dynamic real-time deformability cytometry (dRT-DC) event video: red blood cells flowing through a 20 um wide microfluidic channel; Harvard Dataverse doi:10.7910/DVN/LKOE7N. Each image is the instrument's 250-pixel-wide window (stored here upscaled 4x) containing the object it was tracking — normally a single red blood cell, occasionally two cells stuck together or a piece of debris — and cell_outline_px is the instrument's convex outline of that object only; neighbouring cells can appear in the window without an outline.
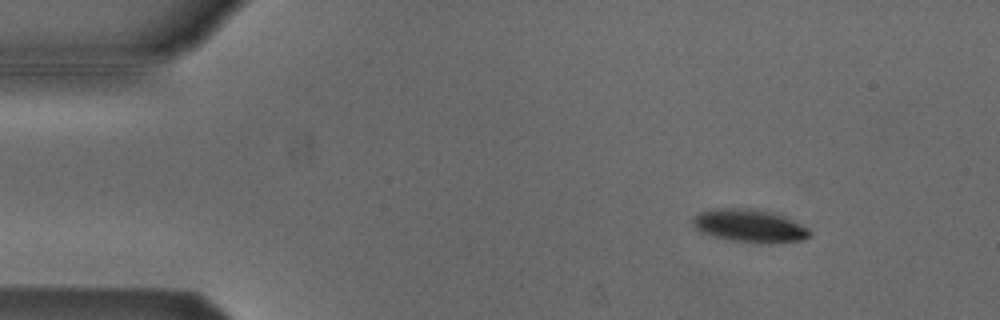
{"species": "Egyptian fruit bat (a non-hibernating species)", "species_latin": "Rousettus aegyptiacus", "temperature_condition": "cold", "stored_images_in_passage": 53, "camera_frame_rate_fps": 3000, "um_per_image_px": 0.085, "animal": {"sex": "male"}, "frame": {"image": 1, "passage_image": 6, "time_ms": 1.667, "image_size_px": [1000, 320], "cell_outline_px": [[812, 232], [804, 240], [776, 244], [760, 244], [732, 240], [712, 236], [696, 228], [696, 216], [700, 212], [712, 208], [756, 208], [772, 212], [792, 220], [808, 228]], "centroid_in_image_um": [63.79, 19.21], "position_along_channel_um": 21.2, "area_um2": 22.43}}
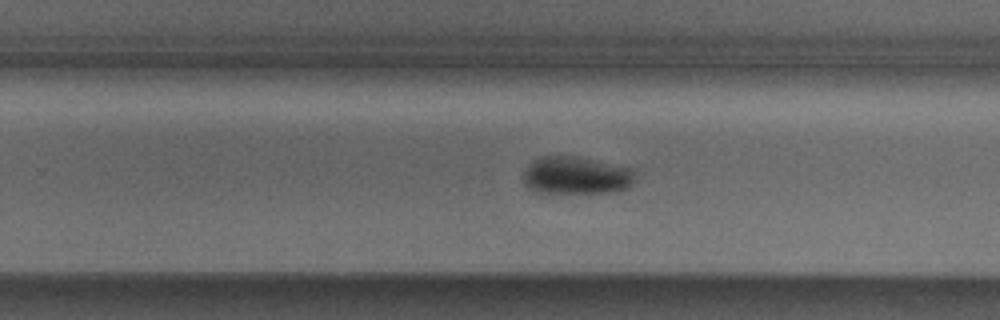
{"frame": {"image": 2, "passage_image": 33, "time_ms": 10.667, "image_size_px": [1000, 320], "cell_outline_px": [[632, 184], [628, 188], [616, 192], [540, 192], [528, 188], [524, 184], [524, 172], [528, 164], [532, 160], [540, 156], [576, 156], [632, 168]], "centroid_in_image_um": [48.94, 14.9], "position_along_channel_um": 280.9, "area_um2": 24.33}}
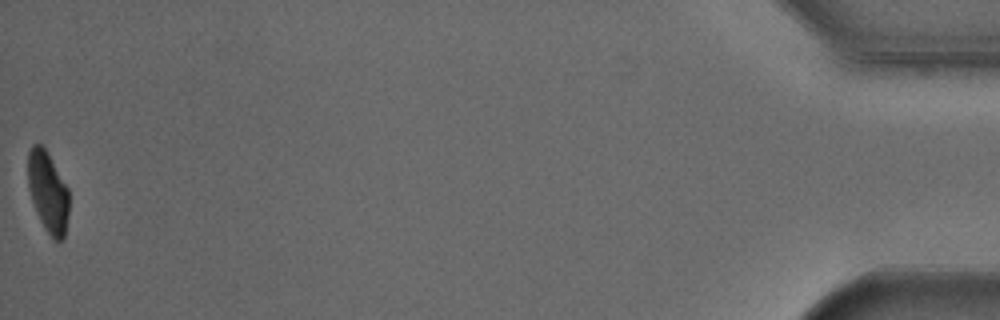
{"frame": {"image": 3, "passage_image": 53, "time_ms": 17.333, "image_size_px": [1000, 320], "cell_outline_px": [[68, 212], [64, 236], [60, 240], [52, 240], [44, 228], [40, 220], [32, 200], [28, 188], [28, 152], [32, 144], [40, 144], [44, 148], [68, 188]], "centroid_in_image_um": [4.06, 16.33], "position_along_channel_um": 431.1, "area_um2": 19.02}, "authors_computed_cell_mechanics": {"area_um2": 23.12, "velocity_mm_per_s": 3.8033, "shape_relaxation_time_tau1_ms": 1.9801, "shape_relaxation_time_tau2_ms": null, "deformation_change_tau1": 0.0884, "deformation_change_tau2": null}}